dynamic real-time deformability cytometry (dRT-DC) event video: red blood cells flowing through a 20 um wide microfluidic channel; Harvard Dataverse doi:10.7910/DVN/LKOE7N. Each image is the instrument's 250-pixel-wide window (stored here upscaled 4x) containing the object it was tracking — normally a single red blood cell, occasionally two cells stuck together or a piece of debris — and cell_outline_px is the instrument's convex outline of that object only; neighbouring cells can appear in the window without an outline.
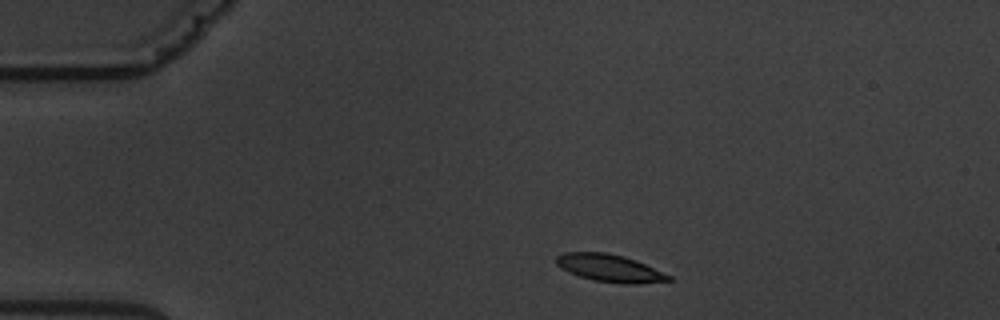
{"species": "common noctule bat (a hibernating species)", "species_latin": "Nyctalus noctula", "temperature_condition": "warm", "stored_images_in_passage": 7, "camera_frame_rate_fps": 3000, "um_per_image_px": 0.085, "animal": {"sex": "male", "body_mass_g": 19.5, "forearm_length_mm": 54.6}, "frame": {"image": 1, "passage_image": 1, "time_ms": 0.0, "image_size_px": [1000, 320], "cell_outline_px": [[672, 280], [636, 284], [620, 284], [592, 280], [568, 272], [556, 264], [556, 256], [564, 252], [608, 252], [624, 256], [636, 260], [672, 276]], "centroid_in_image_um": [51.82, 22.79], "position_along_channel_um": 33.2, "area_um2": 18.09}}
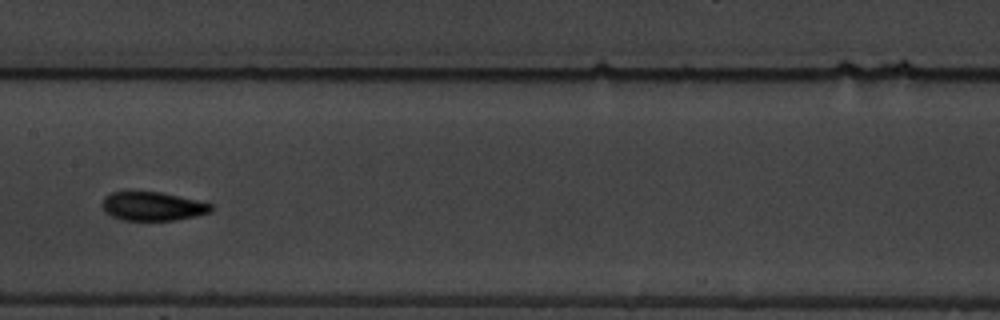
{"frame": {"image": 2, "passage_image": 6, "time_ms": 6.0, "image_size_px": [1000, 320], "cell_outline_px": [[216, 208], [212, 212], [196, 216], [172, 220], [120, 220], [104, 212], [100, 204], [104, 196], [112, 192], [160, 192], [196, 200], [212, 204]], "centroid_in_image_um": [12.96, 17.54], "position_along_channel_um": 194.4, "area_um2": 18.38}}
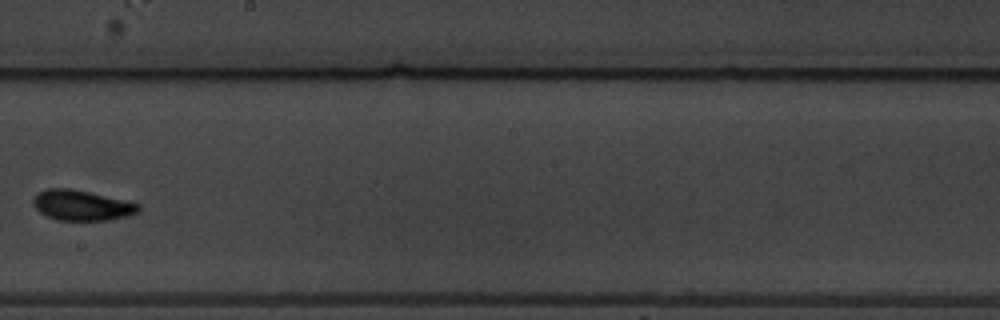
{"frame": {"image": 3, "passage_image": 7, "time_ms": 7.333, "image_size_px": [1000, 320], "cell_outline_px": [[140, 212], [128, 216], [108, 220], [56, 220], [40, 212], [32, 204], [32, 200], [40, 192], [48, 188], [72, 188], [124, 200], [140, 204]], "centroid_in_image_um": [6.97, 17.45], "position_along_channel_um": 241.2, "area_um2": 18.55}}